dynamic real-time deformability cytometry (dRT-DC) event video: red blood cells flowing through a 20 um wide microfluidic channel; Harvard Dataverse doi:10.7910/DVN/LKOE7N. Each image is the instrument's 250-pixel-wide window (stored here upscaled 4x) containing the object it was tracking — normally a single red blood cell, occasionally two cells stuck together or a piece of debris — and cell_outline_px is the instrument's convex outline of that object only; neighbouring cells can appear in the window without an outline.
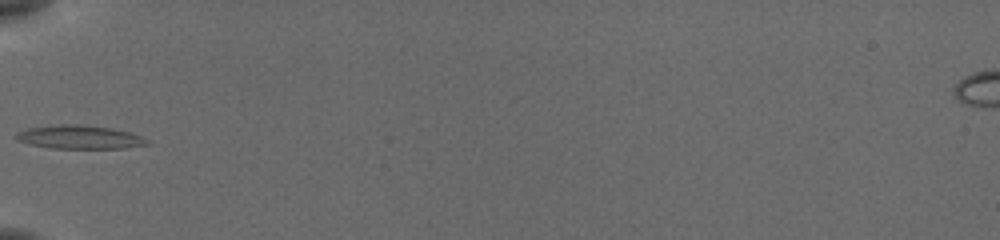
{"species": "common noctule bat (a hibernating species)", "species_latin": "Nyctalus noctula", "temperature_condition": "cold", "stored_images_in_passage": 34, "camera_frame_rate_fps": 3000, "um_per_image_px": 0.085, "animal": {"sex": "female", "body_mass_g": 19.5, "forearm_length_mm": 54.1}, "frame": {"image": 1, "passage_image": 1, "time_ms": 0.0, "image_size_px": [1000, 240], "cell_outline_px": [[152, 144], [124, 148], [48, 148], [16, 140], [16, 132], [28, 128], [60, 124], [80, 124], [112, 128], [132, 132], [148, 140]], "centroid_in_image_um": [6.8, 11.65], "position_along_channel_um": 78.2, "area_um2": 18.03}}
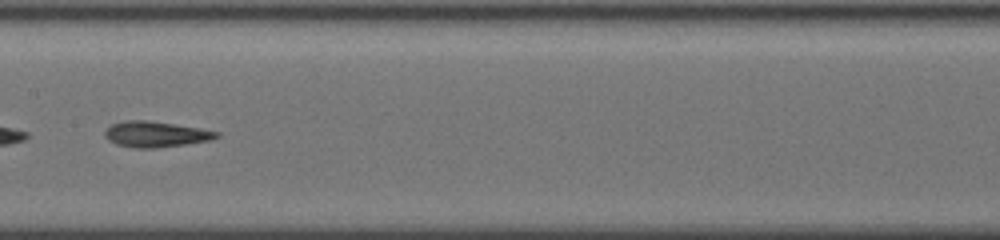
{"frame": {"image": 2, "passage_image": 10, "time_ms": 3.0, "image_size_px": [1000, 240], "cell_outline_px": [[220, 136], [212, 140], [156, 148], [136, 148], [116, 144], [108, 140], [104, 136], [104, 132], [112, 124], [124, 120], [148, 120], [176, 124], [200, 128], [220, 132]], "centroid_in_image_um": [13.24, 11.4], "position_along_channel_um": 194.2, "area_um2": 16.82}}
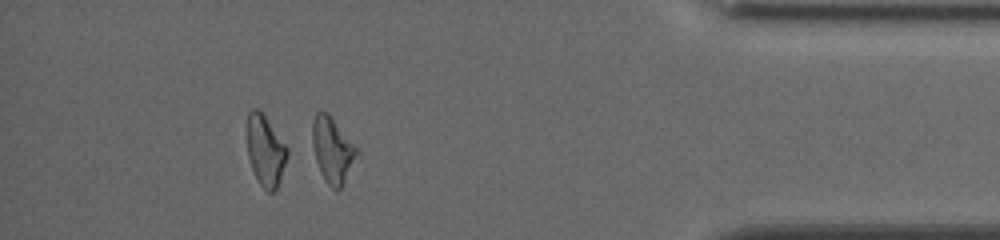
{"frame": {"image": 3, "passage_image": 29, "time_ms": 9.333, "image_size_px": [1000, 240], "cell_outline_px": [[356, 152], [344, 180], [340, 188], [332, 188], [324, 180], [320, 172], [316, 160], [312, 144], [312, 124], [316, 112], [328, 112], [356, 148]], "centroid_in_image_um": [28.18, 12.7], "position_along_channel_um": 407.0, "area_um2": 16.07}, "authors_computed_cell_mechanics": {"area_um2": 16.184, "velocity_mm_per_s": 3.8762, "shape_relaxation_time_tau1_ms": 4.6929, "shape_relaxation_time_tau2_ms": 2.4285, "deformation_change_tau1": 0.1457, "deformation_change_tau2": 0.1102}}